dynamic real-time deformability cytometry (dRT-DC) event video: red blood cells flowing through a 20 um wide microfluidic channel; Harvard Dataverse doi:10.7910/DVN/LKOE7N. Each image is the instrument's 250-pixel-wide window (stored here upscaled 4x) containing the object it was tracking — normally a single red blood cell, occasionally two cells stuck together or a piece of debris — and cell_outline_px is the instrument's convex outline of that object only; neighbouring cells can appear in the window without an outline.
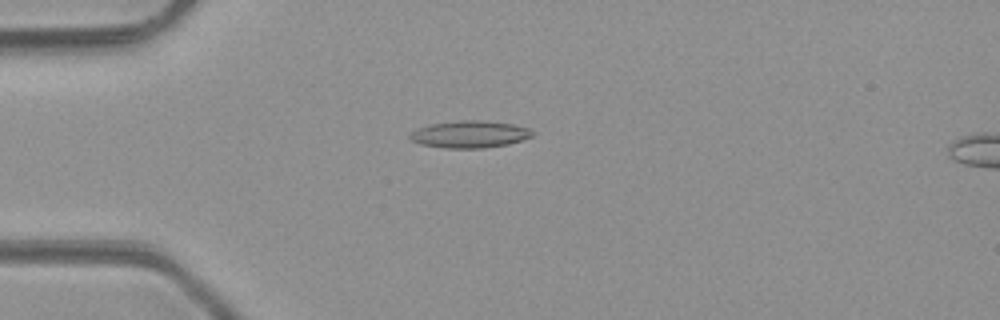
{"species": "common noctule bat (a hibernating species)", "species_latin": "Nyctalus noctula", "temperature_condition": "room temperature", "stored_images_in_passage": 5, "camera_frame_rate_fps": 3000, "um_per_image_px": 0.085, "animal": {"sex": "male", "body_mass_g": 23.1, "forearm_length_mm": 52.7}, "frame": {"image": 1, "passage_image": 4, "time_ms": 3.333, "image_size_px": [1000, 320], "cell_outline_px": [[532, 136], [524, 140], [508, 144], [484, 148], [444, 148], [420, 144], [412, 140], [408, 136], [416, 128], [432, 124], [460, 120], [480, 120], [512, 124], [528, 128], [532, 132]], "centroid_in_image_um": [39.91, 11.42], "position_along_channel_um": 45.1, "area_um2": 19.25}}